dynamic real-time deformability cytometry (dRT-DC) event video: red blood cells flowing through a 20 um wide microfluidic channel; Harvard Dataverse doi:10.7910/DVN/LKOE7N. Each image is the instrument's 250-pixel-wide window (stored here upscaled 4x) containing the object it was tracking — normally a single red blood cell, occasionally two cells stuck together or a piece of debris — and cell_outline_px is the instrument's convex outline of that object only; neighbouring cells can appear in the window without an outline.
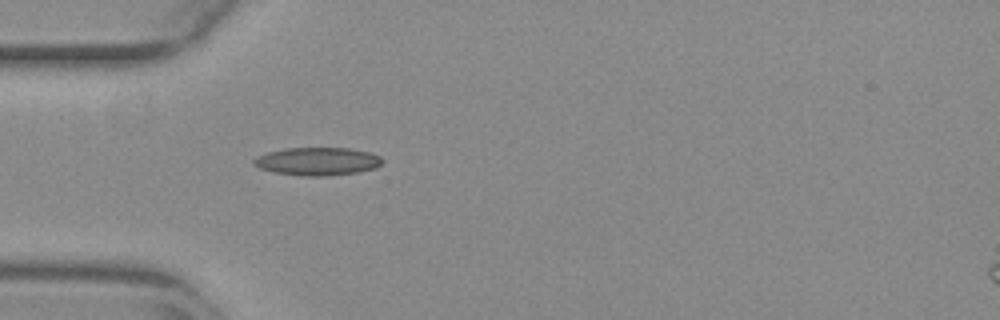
{"species": "common noctule bat (a hibernating species)", "species_latin": "Nyctalus noctula", "temperature_condition": "warm", "stored_images_in_passage": 20, "camera_frame_rate_fps": 3000, "um_per_image_px": 0.085, "animal": {"sex": "female", "body_mass_g": 29.2, "forearm_length_mm": 56.3}, "frame": {"image": 1, "passage_image": 1, "time_ms": 0.0, "image_size_px": [1000, 320], "cell_outline_px": [[384, 160], [376, 168], [356, 172], [328, 176], [304, 176], [276, 172], [260, 168], [252, 164], [252, 160], [256, 156], [268, 152], [284, 148], [348, 148], [368, 152], [380, 156]], "centroid_in_image_um": [26.97, 13.71], "position_along_channel_um": 58.0, "area_um2": 20.92}}
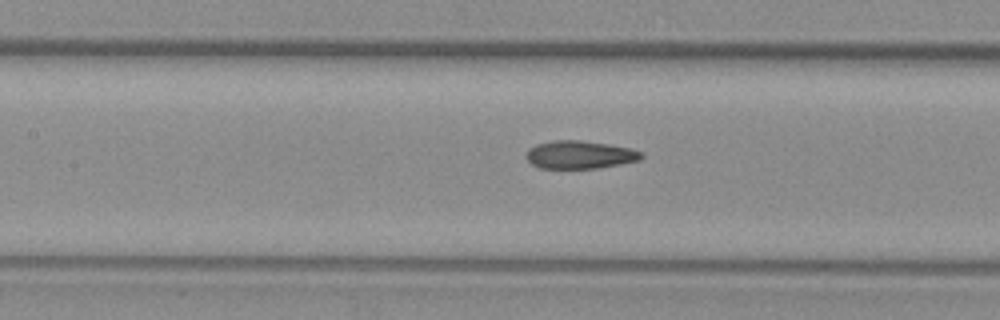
{"frame": {"image": 2, "passage_image": 9, "time_ms": 2.667, "image_size_px": [1000, 320], "cell_outline_px": [[644, 156], [640, 160], [596, 168], [540, 168], [532, 164], [524, 156], [528, 148], [536, 144], [552, 140], [580, 140], [608, 144], [632, 148], [640, 152]], "centroid_in_image_um": [49.24, 13.14], "position_along_channel_um": 158.2, "area_um2": 18.79}}
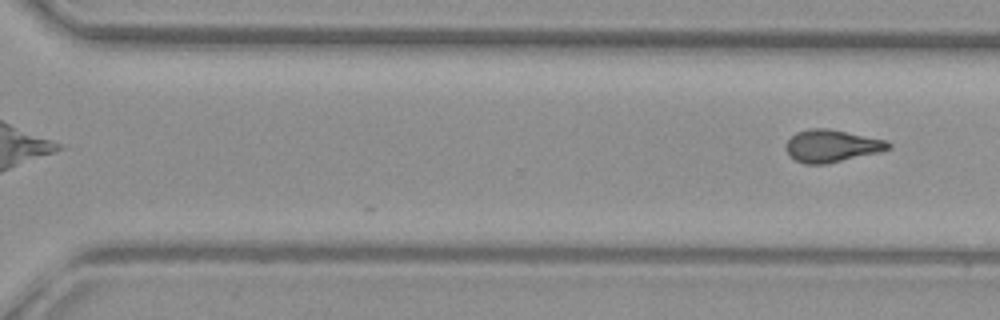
{"frame": {"image": 3, "passage_image": 20, "time_ms": 6.333, "image_size_px": [1000, 320], "cell_outline_px": [[892, 148], [880, 152], [824, 164], [804, 164], [796, 160], [784, 148], [788, 140], [796, 132], [808, 128], [828, 128], [888, 140], [892, 144]], "centroid_in_image_um": [70.73, 12.39], "position_along_channel_um": 299.9, "area_um2": 19.36}}